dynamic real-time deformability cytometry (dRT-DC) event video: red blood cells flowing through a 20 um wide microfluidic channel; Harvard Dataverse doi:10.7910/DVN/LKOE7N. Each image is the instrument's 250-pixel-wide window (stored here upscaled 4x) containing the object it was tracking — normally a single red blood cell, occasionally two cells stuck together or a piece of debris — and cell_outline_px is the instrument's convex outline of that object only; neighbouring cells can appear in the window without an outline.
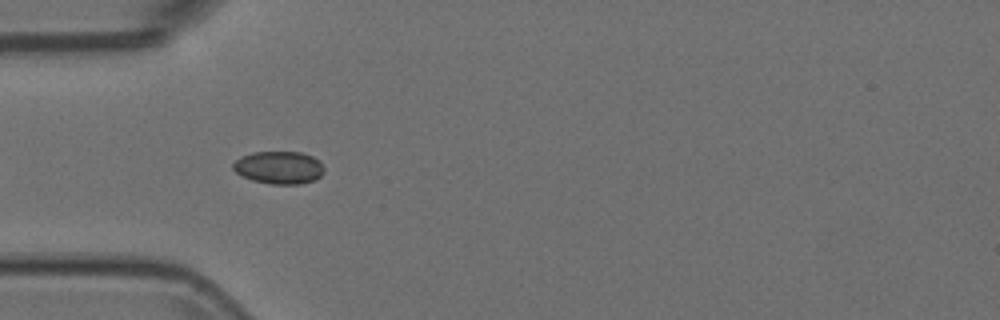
{"species": "Egyptian fruit bat (a non-hibernating species)", "species_latin": "Rousettus aegyptiacus", "temperature_condition": "room temperature", "stored_images_in_passage": 12, "camera_frame_rate_fps": 3000, "um_per_image_px": 0.085, "animal": {"sex": "female"}, "frame": {"image": 1, "passage_image": 4, "time_ms": 1.0, "image_size_px": [1000, 320], "cell_outline_px": [[324, 172], [316, 180], [300, 184], [268, 184], [252, 180], [236, 172], [232, 168], [232, 164], [240, 156], [252, 152], [300, 152], [312, 156], [320, 160], [324, 168]], "centroid_in_image_um": [23.73, 14.24], "position_along_channel_um": 61.3, "area_um2": 17.51}}
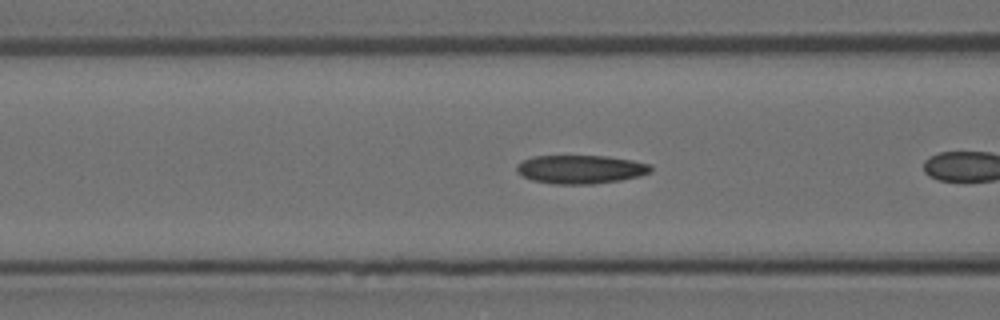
{"frame": {"image": 2, "passage_image": 6, "time_ms": 1.667, "image_size_px": [1000, 320], "cell_outline_px": [[652, 172], [640, 176], [620, 180], [592, 184], [552, 184], [532, 180], [516, 172], [516, 164], [532, 156], [608, 156], [632, 160], [652, 164]], "centroid_in_image_um": [49.37, 14.39], "position_along_channel_um": 117.2, "area_um2": 22.48}}
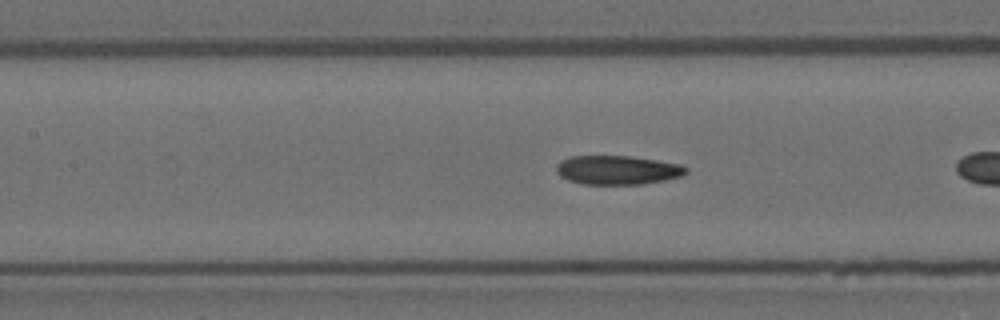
{"frame": {"image": 3, "passage_image": 9, "time_ms": 2.667, "image_size_px": [1000, 320], "cell_outline_px": [[688, 172], [680, 176], [664, 180], [640, 184], [584, 184], [568, 180], [560, 176], [556, 172], [556, 164], [560, 160], [572, 156], [628, 156], [656, 160], [680, 164], [688, 168]], "centroid_in_image_um": [52.45, 14.45], "position_along_channel_um": 154.9, "area_um2": 21.85}}